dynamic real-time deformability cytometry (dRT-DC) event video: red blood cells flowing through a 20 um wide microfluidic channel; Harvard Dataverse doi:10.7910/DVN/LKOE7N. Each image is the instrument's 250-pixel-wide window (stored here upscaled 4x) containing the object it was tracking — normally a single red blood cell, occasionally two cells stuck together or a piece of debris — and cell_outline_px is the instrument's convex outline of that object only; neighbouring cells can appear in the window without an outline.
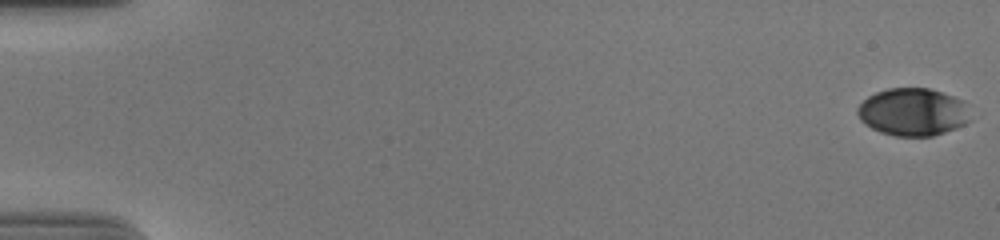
{"species": "human", "species_latin": "Homo sapiens", "temperature_condition": "cold", "stored_images_in_passage": 57, "camera_frame_rate_fps": 3000, "um_per_image_px": 0.085, "donor": {"sex": "male"}, "frame": {"image": 1, "passage_image": 1, "time_ms": 0.0, "image_size_px": [1000, 240], "cell_outline_px": [[968, 120], [964, 124], [956, 128], [932, 136], [896, 136], [880, 132], [864, 124], [860, 120], [856, 112], [856, 108], [868, 96], [876, 92], [888, 88], [928, 88], [964, 100]], "centroid_in_image_um": [77.54, 9.52], "position_along_channel_um": 7.5, "area_um2": 31.1}}
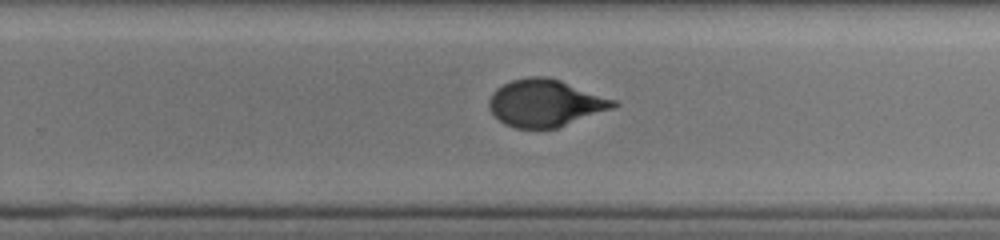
{"frame": {"image": 2, "passage_image": 38, "time_ms": 12.333, "image_size_px": [1000, 240], "cell_outline_px": [[620, 104], [616, 108], [556, 128], [516, 128], [504, 124], [488, 108], [488, 100], [492, 92], [496, 88], [512, 80], [528, 76], [544, 76], [560, 80], [616, 100]], "centroid_in_image_um": [46.36, 8.76], "position_along_channel_um": 283.4, "area_um2": 34.28}}
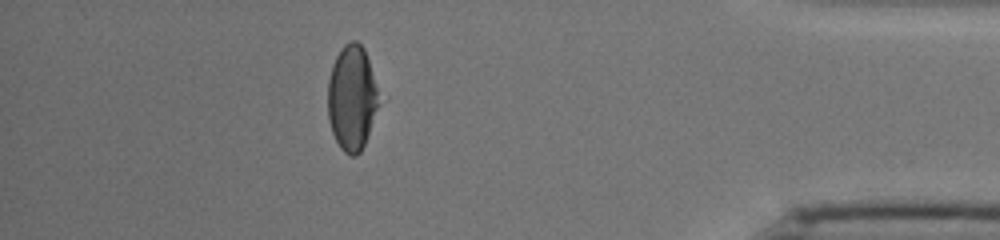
{"frame": {"image": 3, "passage_image": 51, "time_ms": 16.667, "image_size_px": [1000, 240], "cell_outline_px": [[376, 108], [364, 144], [360, 152], [356, 156], [348, 156], [340, 148], [332, 132], [328, 120], [328, 80], [332, 64], [340, 48], [344, 44], [352, 40], [356, 40], [364, 48], [368, 60], [376, 88]], "centroid_in_image_um": [29.85, 8.31], "position_along_channel_um": 405.4, "area_um2": 30.58}, "authors_computed_cell_mechanics": {"area_um2": 33.813, "velocity_mm_per_s": 3.7002, "shape_relaxation_time_tau1_ms": 4.0794, "shape_relaxation_time_tau2_ms": 0.7589, "deformation_change_tau1": 0.1623, "deformation_change_tau2": 0.044}}